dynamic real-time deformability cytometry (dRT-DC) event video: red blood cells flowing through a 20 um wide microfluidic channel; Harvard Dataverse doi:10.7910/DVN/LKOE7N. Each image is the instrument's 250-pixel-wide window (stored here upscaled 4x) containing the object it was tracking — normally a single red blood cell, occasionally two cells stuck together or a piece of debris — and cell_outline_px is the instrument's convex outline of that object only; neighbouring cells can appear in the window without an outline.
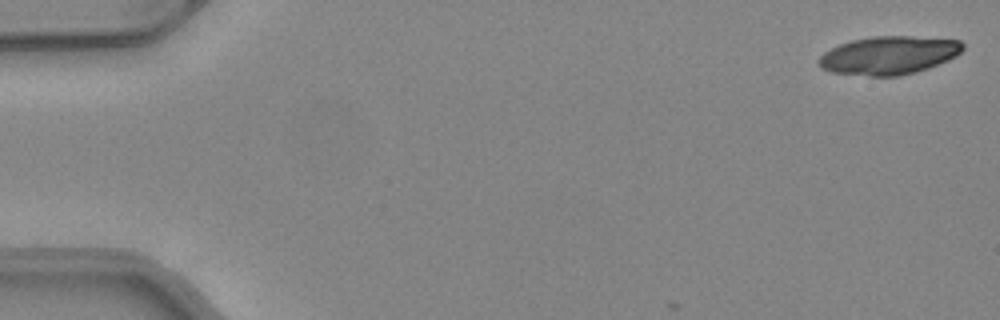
{"species": "common noctule bat (a hibernating species)", "species_latin": "Nyctalus noctula", "temperature_condition": "warm", "stored_images_in_passage": 4, "camera_frame_rate_fps": 3000, "um_per_image_px": 0.085, "animal": {"sex": "female", "body_mass_g": 24.6, "forearm_length_mm": 56.2}, "frame": {"image": 1, "passage_image": 1, "time_ms": 0.0, "image_size_px": [1000, 320], "cell_outline_px": [[964, 48], [956, 56], [948, 60], [928, 68], [916, 72], [900, 76], [868, 76], [832, 72], [820, 68], [816, 64], [816, 60], [824, 52], [840, 44], [852, 40], [872, 36], [912, 36], [960, 40], [964, 44]], "centroid_in_image_um": [75.53, 4.7], "position_along_channel_um": 9.5, "area_um2": 32.31}}